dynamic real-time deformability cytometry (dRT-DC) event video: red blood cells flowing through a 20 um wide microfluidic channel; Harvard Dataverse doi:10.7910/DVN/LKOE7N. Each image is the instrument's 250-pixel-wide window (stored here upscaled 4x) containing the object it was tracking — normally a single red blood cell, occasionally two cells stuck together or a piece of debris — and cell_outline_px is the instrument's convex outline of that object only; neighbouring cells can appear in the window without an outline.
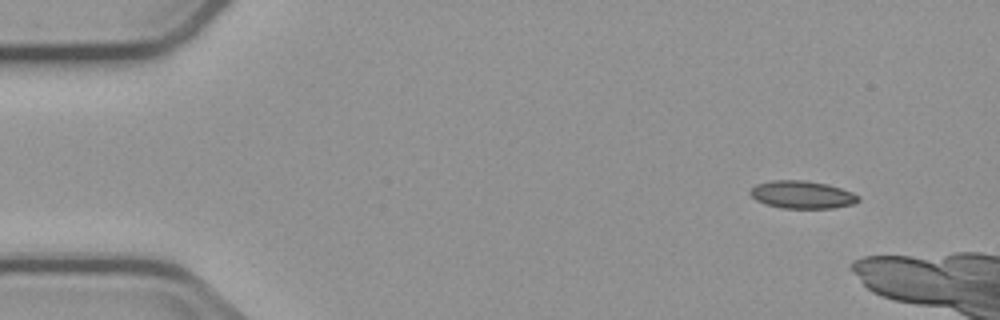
{"species": "common noctule bat (a hibernating species)", "species_latin": "Nyctalus noctula", "temperature_condition": "cold", "stored_images_in_passage": 4, "camera_frame_rate_fps": 3000, "um_per_image_px": 0.085, "animal": {"sex": "male", "body_mass_g": 23.1, "forearm_length_mm": 52.7}, "frame": {"image": 1, "passage_image": 1, "time_ms": 0.0, "image_size_px": [1000, 320], "cell_outline_px": [[860, 200], [856, 204], [832, 208], [780, 208], [764, 204], [756, 200], [748, 192], [756, 184], [772, 180], [804, 180], [828, 184], [852, 192], [860, 196]], "centroid_in_image_um": [68.19, 16.55], "position_along_channel_um": 16.8, "area_um2": 17.63}}
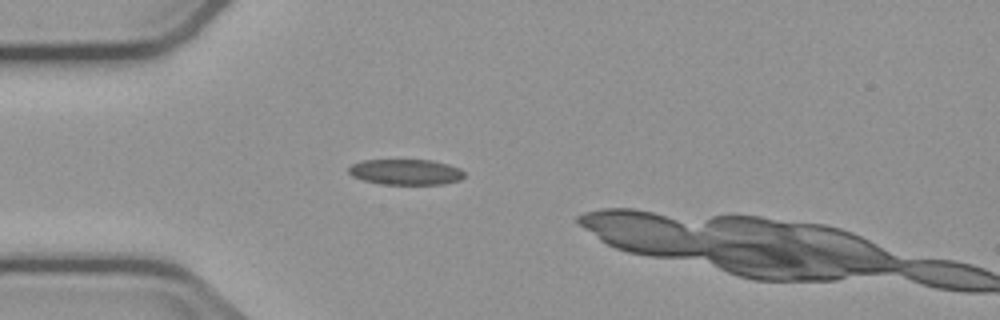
{"frame": {"image": 2, "passage_image": 4, "time_ms": 3.333, "image_size_px": [1000, 320], "cell_outline_px": [[464, 176], [460, 180], [444, 184], [380, 184], [364, 180], [352, 176], [348, 172], [348, 168], [352, 164], [364, 160], [432, 160], [448, 164], [460, 168], [464, 172]], "centroid_in_image_um": [34.5, 14.62], "position_along_channel_um": 50.5, "area_um2": 17.28}}